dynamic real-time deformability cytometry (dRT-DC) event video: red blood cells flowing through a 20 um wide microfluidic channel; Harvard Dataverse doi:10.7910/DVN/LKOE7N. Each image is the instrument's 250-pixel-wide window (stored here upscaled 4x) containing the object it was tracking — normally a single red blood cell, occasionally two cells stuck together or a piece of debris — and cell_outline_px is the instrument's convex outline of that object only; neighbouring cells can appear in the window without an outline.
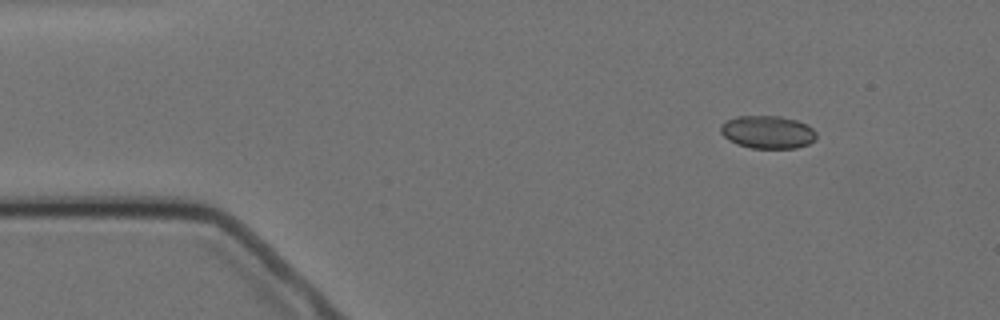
{"species": "Egyptian fruit bat (a non-hibernating species)", "species_latin": "Rousettus aegyptiacus", "temperature_condition": "cold", "stored_images_in_passage": 6, "camera_frame_rate_fps": 3000, "um_per_image_px": 0.085, "animal": {"sex": "female"}, "frame": {"image": 1, "passage_image": 1, "time_ms": 0.0, "image_size_px": [1000, 320], "cell_outline_px": [[816, 140], [808, 144], [796, 148], [752, 148], [736, 144], [728, 140], [720, 132], [720, 124], [736, 116], [780, 116], [796, 120], [808, 124], [816, 132]], "centroid_in_image_um": [65.25, 11.23], "position_along_channel_um": 19.7, "area_um2": 18.5}}
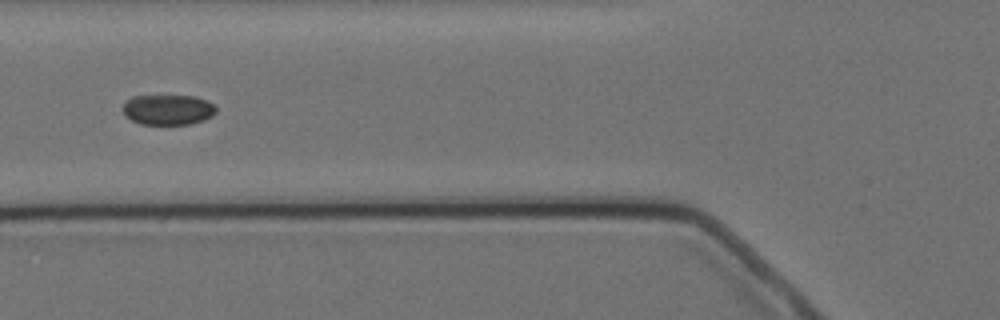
{"frame": {"image": 2, "passage_image": 5, "time_ms": 4.667, "image_size_px": [1000, 320], "cell_outline_px": [[216, 112], [212, 116], [204, 120], [188, 124], [140, 124], [124, 116], [120, 108], [132, 96], [196, 96], [208, 100], [216, 108]], "centroid_in_image_um": [14.26, 9.32], "position_along_channel_um": 111.5, "area_um2": 16.59}}
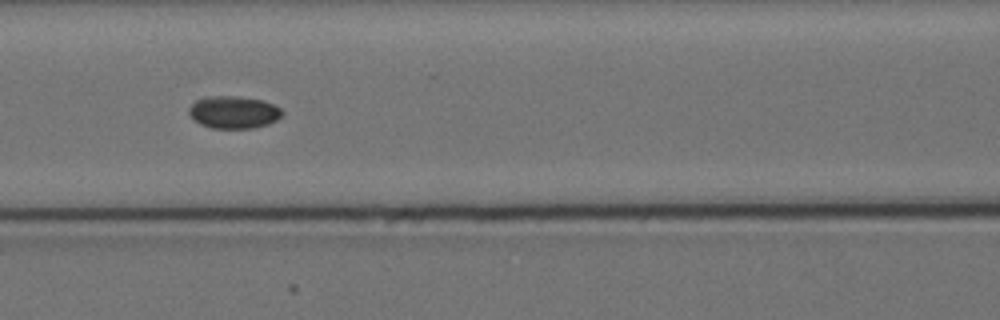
{"frame": {"image": 3, "passage_image": 6, "time_ms": 5.667, "image_size_px": [1000, 320], "cell_outline_px": [[284, 112], [276, 120], [268, 124], [252, 128], [212, 128], [200, 124], [188, 112], [188, 108], [196, 100], [204, 96], [240, 96], [264, 100], [280, 108]], "centroid_in_image_um": [19.86, 9.52], "position_along_channel_um": 146.7, "area_um2": 17.63}}